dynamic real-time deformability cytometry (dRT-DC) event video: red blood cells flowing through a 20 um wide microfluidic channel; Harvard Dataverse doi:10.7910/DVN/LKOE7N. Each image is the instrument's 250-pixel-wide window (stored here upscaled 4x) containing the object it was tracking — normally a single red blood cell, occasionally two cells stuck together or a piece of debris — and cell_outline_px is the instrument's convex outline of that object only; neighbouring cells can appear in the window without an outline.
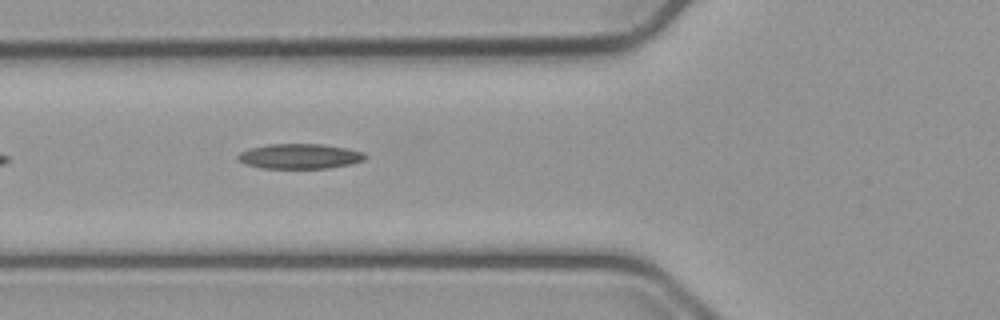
{"species": "common noctule bat (a hibernating species)", "species_latin": "Nyctalus noctula", "temperature_condition": "cold", "stored_images_in_passage": 10, "camera_frame_rate_fps": 3000, "um_per_image_px": 0.085, "animal": {"sex": "male", "body_mass_g": 23.1, "forearm_length_mm": 52.7}, "frame": {"image": 1, "passage_image": 6, "time_ms": 1.667, "image_size_px": [1000, 320], "cell_outline_px": [[368, 156], [364, 160], [352, 164], [328, 168], [260, 168], [248, 164], [240, 160], [236, 156], [240, 152], [248, 148], [268, 144], [320, 144], [344, 148], [364, 152]], "centroid_in_image_um": [25.49, 13.28], "position_along_channel_um": 100.3, "area_um2": 18.5}}